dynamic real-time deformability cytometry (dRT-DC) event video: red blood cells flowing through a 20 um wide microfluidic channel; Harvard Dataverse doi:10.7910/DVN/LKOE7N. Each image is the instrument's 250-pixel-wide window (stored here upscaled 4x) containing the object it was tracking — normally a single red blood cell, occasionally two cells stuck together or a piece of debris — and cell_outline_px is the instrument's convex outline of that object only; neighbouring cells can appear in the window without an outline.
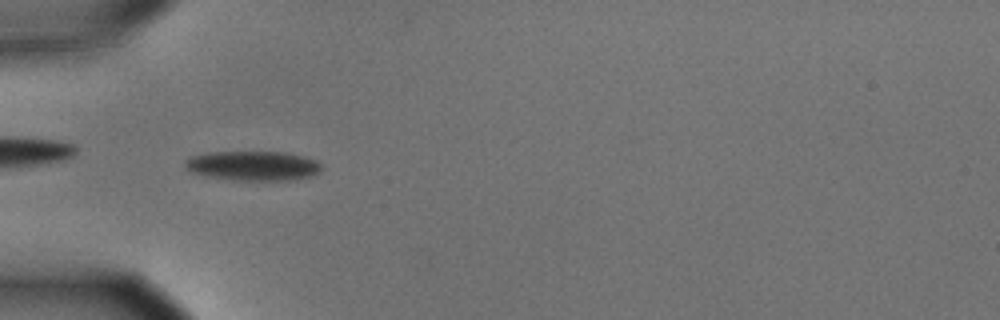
{"species": "common noctule bat (a hibernating species)", "species_latin": "Nyctalus noctula", "temperature_condition": "cold", "stored_images_in_passage": 58, "camera_frame_rate_fps": 3000, "um_per_image_px": 0.085, "animal": {"sex": "male", "body_mass_g": 15.6}, "frame": {"image": 1, "passage_image": 18, "time_ms": 5.667, "image_size_px": [1000, 320], "cell_outline_px": [[320, 172], [308, 176], [292, 180], [232, 180], [208, 176], [188, 172], [184, 168], [184, 160], [192, 156], [212, 152], [284, 152], [304, 156], [316, 160], [320, 164]], "centroid_in_image_um": [21.46, 14.09], "position_along_channel_um": 63.5, "area_um2": 23.52}}
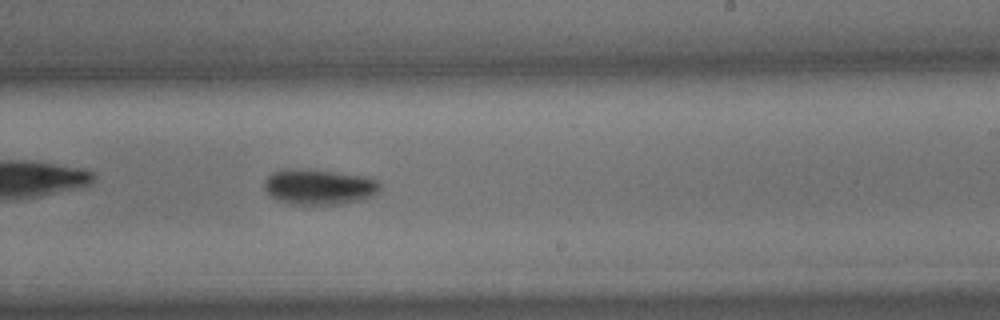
{"frame": {"image": 2, "passage_image": 35, "time_ms": 11.333, "image_size_px": [1000, 320], "cell_outline_px": [[380, 188], [372, 196], [360, 200], [336, 204], [288, 204], [276, 200], [268, 196], [264, 188], [264, 180], [272, 172], [284, 168], [332, 172], [368, 176], [376, 180], [380, 184]], "centroid_in_image_um": [27.06, 15.89], "position_along_channel_um": 261.9, "area_um2": 23.87}}
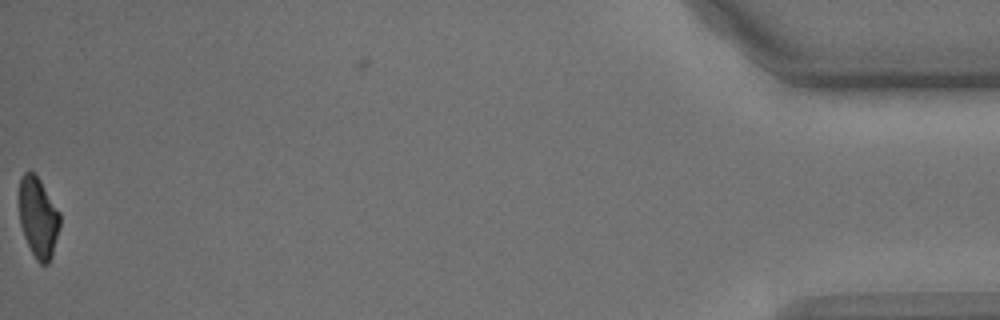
{"frame": {"image": 3, "passage_image": 57, "time_ms": 18.667, "image_size_px": [1000, 320], "cell_outline_px": [[60, 224], [52, 256], [48, 264], [40, 264], [36, 260], [24, 236], [20, 224], [20, 176], [24, 172], [36, 172], [60, 212]], "centroid_in_image_um": [3.26, 18.46], "position_along_channel_um": 431.9, "area_um2": 19.13}, "authors_computed_cell_mechanics": {"area_um2": 21.7328, "velocity_mm_per_s": 3.543, "shape_relaxation_time_tau1_ms": 3.9683, "shape_relaxation_time_tau2_ms": null, "deformation_change_tau1": 0.1178, "deformation_change_tau2": null}}